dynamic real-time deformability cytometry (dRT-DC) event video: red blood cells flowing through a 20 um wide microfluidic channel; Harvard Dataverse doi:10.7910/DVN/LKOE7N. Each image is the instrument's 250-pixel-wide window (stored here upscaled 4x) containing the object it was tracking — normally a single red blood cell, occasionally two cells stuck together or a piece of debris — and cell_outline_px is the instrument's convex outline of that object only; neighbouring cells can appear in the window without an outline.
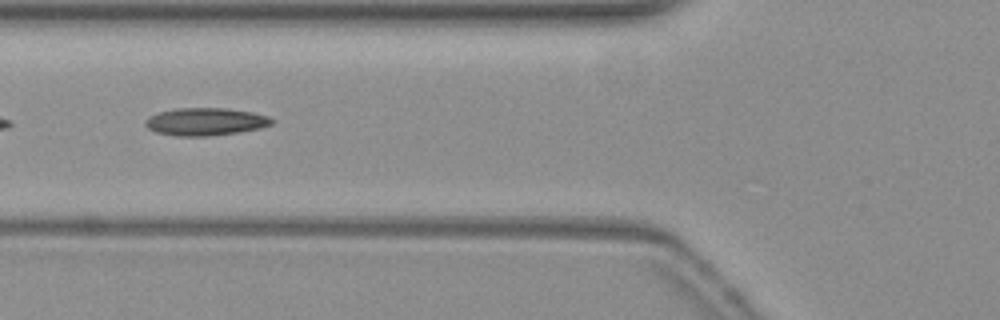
{"species": "common noctule bat (a hibernating species)", "species_latin": "Nyctalus noctula", "temperature_condition": "warm", "stored_images_in_passage": 27, "camera_frame_rate_fps": 3000, "um_per_image_px": 0.085, "animal": {"sex": "female", "body_mass_g": 19.3, "forearm_length_mm": 54.1}, "frame": {"image": 1, "passage_image": 17, "time_ms": 5.333, "image_size_px": [1000, 320], "cell_outline_px": [[276, 120], [272, 124], [260, 128], [240, 132], [208, 136], [176, 136], [156, 132], [148, 128], [144, 124], [144, 120], [160, 112], [176, 108], [224, 108], [252, 112], [268, 116]], "centroid_in_image_um": [17.49, 10.34], "position_along_channel_um": 108.3, "area_um2": 20.35}}
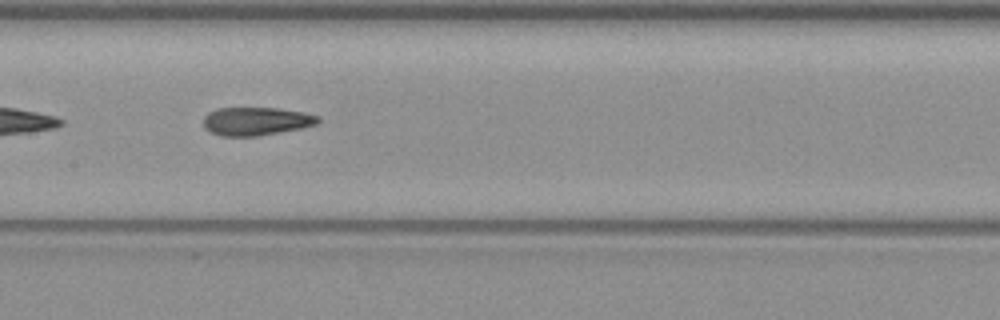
{"frame": {"image": 2, "passage_image": 23, "time_ms": 7.333, "image_size_px": [1000, 320], "cell_outline_px": [[320, 120], [316, 124], [300, 128], [256, 136], [220, 136], [204, 128], [204, 116], [208, 112], [216, 108], [276, 108], [304, 112], [320, 116]], "centroid_in_image_um": [21.75, 10.29], "position_along_channel_um": 185.6, "area_um2": 18.79}}